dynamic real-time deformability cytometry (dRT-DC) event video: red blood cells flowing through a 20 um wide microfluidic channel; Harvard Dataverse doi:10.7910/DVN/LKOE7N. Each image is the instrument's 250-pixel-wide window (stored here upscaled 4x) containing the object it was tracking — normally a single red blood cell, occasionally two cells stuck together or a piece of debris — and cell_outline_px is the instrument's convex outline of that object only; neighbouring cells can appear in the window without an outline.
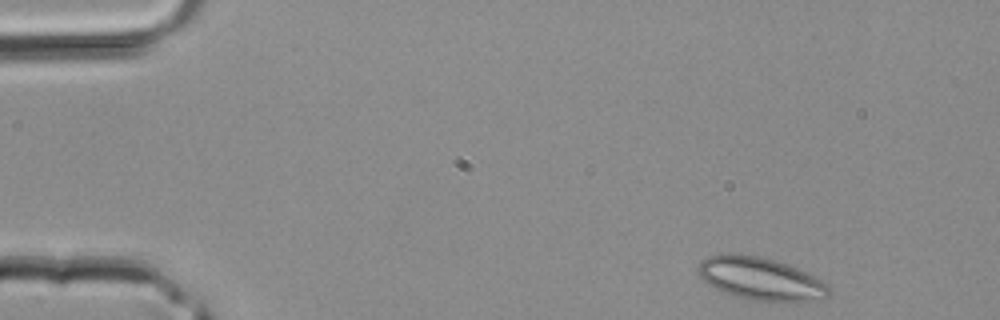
{"species": "common noctule bat (a hibernating species)", "species_latin": "Nyctalus noctula", "temperature_condition": "room temperature", "stored_images_in_passage": 38, "camera_frame_rate_fps": 3000, "um_per_image_px": 0.085, "animal": {"sex": "male", "body_mass_g": 20.4}, "frame": {"image": 1, "passage_image": 1, "time_ms": 0.0, "image_size_px": [1000, 320], "cell_outline_px": [[832, 292], [828, 296], [808, 300], [768, 304], [748, 300], [724, 292], [708, 284], [700, 276], [700, 264], [708, 256], [720, 252], [728, 252], [760, 256], [788, 264], [828, 284]], "centroid_in_image_um": [64.65, 23.71], "position_along_channel_um": 20.3, "area_um2": 32.83}}
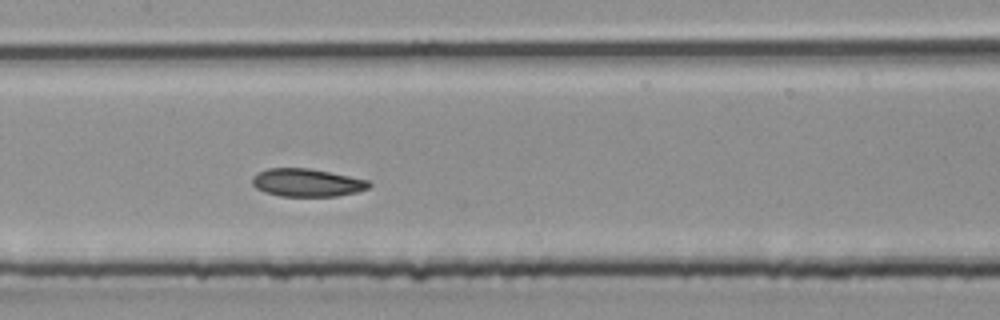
{"frame": {"image": 2, "passage_image": 17, "time_ms": 5.333, "image_size_px": [1000, 320], "cell_outline_px": [[372, 184], [368, 188], [356, 192], [336, 196], [280, 196], [264, 192], [256, 188], [252, 184], [252, 176], [256, 172], [268, 168], [308, 168], [368, 180]], "centroid_in_image_um": [26.04, 15.52], "position_along_channel_um": 181.4, "area_um2": 18.96}}
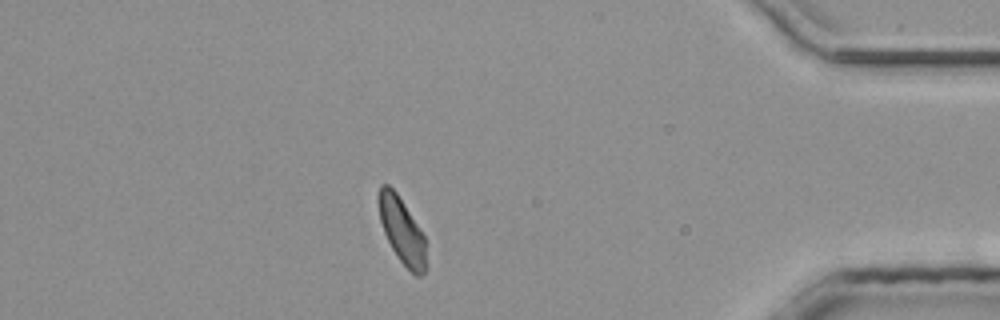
{"frame": {"image": 3, "passage_image": 33, "time_ms": 10.667, "image_size_px": [1000, 320], "cell_outline_px": [[424, 272], [420, 276], [416, 276], [400, 260], [392, 248], [384, 232], [380, 220], [376, 200], [376, 196], [380, 184], [388, 184], [396, 192], [424, 236]], "centroid_in_image_um": [34.08, 19.51], "position_along_channel_um": 401.1, "area_um2": 17.74}}